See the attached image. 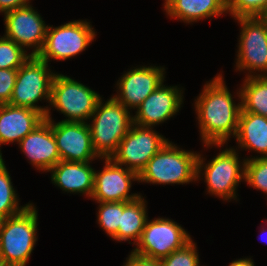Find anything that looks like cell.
<instances>
[{
  "mask_svg": "<svg viewBox=\"0 0 267 266\" xmlns=\"http://www.w3.org/2000/svg\"><path fill=\"white\" fill-rule=\"evenodd\" d=\"M203 88L194 105L201 140L208 148H219L231 136L235 137L242 105L234 103L222 74H217Z\"/></svg>",
  "mask_w": 267,
  "mask_h": 266,
  "instance_id": "obj_1",
  "label": "cell"
},
{
  "mask_svg": "<svg viewBox=\"0 0 267 266\" xmlns=\"http://www.w3.org/2000/svg\"><path fill=\"white\" fill-rule=\"evenodd\" d=\"M38 211L30 203L17 215L0 220L2 266H26L37 241Z\"/></svg>",
  "mask_w": 267,
  "mask_h": 266,
  "instance_id": "obj_2",
  "label": "cell"
},
{
  "mask_svg": "<svg viewBox=\"0 0 267 266\" xmlns=\"http://www.w3.org/2000/svg\"><path fill=\"white\" fill-rule=\"evenodd\" d=\"M100 98L88 124L92 145L101 158H110L133 125V115L113 96L104 104Z\"/></svg>",
  "mask_w": 267,
  "mask_h": 266,
  "instance_id": "obj_3",
  "label": "cell"
},
{
  "mask_svg": "<svg viewBox=\"0 0 267 266\" xmlns=\"http://www.w3.org/2000/svg\"><path fill=\"white\" fill-rule=\"evenodd\" d=\"M198 153L177 147L169 140L148 161L138 182L152 184H189L197 181Z\"/></svg>",
  "mask_w": 267,
  "mask_h": 266,
  "instance_id": "obj_4",
  "label": "cell"
},
{
  "mask_svg": "<svg viewBox=\"0 0 267 266\" xmlns=\"http://www.w3.org/2000/svg\"><path fill=\"white\" fill-rule=\"evenodd\" d=\"M48 63L37 56L30 58L18 69L12 97V106L26 107L51 118L50 107L38 106V101L50 102L51 87L56 73L51 72Z\"/></svg>",
  "mask_w": 267,
  "mask_h": 266,
  "instance_id": "obj_5",
  "label": "cell"
},
{
  "mask_svg": "<svg viewBox=\"0 0 267 266\" xmlns=\"http://www.w3.org/2000/svg\"><path fill=\"white\" fill-rule=\"evenodd\" d=\"M238 156L235 148L230 147L220 151L206 164L204 163L206 159L199 153L197 180L199 181L201 174L204 175L209 194L215 195L224 201L236 199V189L239 183L244 180L246 161L244 158L243 162H241ZM203 170L204 172L202 173Z\"/></svg>",
  "mask_w": 267,
  "mask_h": 266,
  "instance_id": "obj_6",
  "label": "cell"
},
{
  "mask_svg": "<svg viewBox=\"0 0 267 266\" xmlns=\"http://www.w3.org/2000/svg\"><path fill=\"white\" fill-rule=\"evenodd\" d=\"M100 98V94L81 82L56 73L52 82L49 106L55 107L66 116L63 121L87 123Z\"/></svg>",
  "mask_w": 267,
  "mask_h": 266,
  "instance_id": "obj_7",
  "label": "cell"
},
{
  "mask_svg": "<svg viewBox=\"0 0 267 266\" xmlns=\"http://www.w3.org/2000/svg\"><path fill=\"white\" fill-rule=\"evenodd\" d=\"M234 19L241 25L236 70L248 71L246 77L267 76V20L260 16Z\"/></svg>",
  "mask_w": 267,
  "mask_h": 266,
  "instance_id": "obj_8",
  "label": "cell"
},
{
  "mask_svg": "<svg viewBox=\"0 0 267 266\" xmlns=\"http://www.w3.org/2000/svg\"><path fill=\"white\" fill-rule=\"evenodd\" d=\"M96 32L86 20H75L58 27L48 26L42 50L37 55L46 63L66 60L84 51L95 39Z\"/></svg>",
  "mask_w": 267,
  "mask_h": 266,
  "instance_id": "obj_9",
  "label": "cell"
},
{
  "mask_svg": "<svg viewBox=\"0 0 267 266\" xmlns=\"http://www.w3.org/2000/svg\"><path fill=\"white\" fill-rule=\"evenodd\" d=\"M154 127H144L133 123L119 143L110 159L138 175L148 161L166 144L168 139L158 134Z\"/></svg>",
  "mask_w": 267,
  "mask_h": 266,
  "instance_id": "obj_10",
  "label": "cell"
},
{
  "mask_svg": "<svg viewBox=\"0 0 267 266\" xmlns=\"http://www.w3.org/2000/svg\"><path fill=\"white\" fill-rule=\"evenodd\" d=\"M191 240L189 233L174 220L163 217L147 219L141 238L132 251L161 260Z\"/></svg>",
  "mask_w": 267,
  "mask_h": 266,
  "instance_id": "obj_11",
  "label": "cell"
},
{
  "mask_svg": "<svg viewBox=\"0 0 267 266\" xmlns=\"http://www.w3.org/2000/svg\"><path fill=\"white\" fill-rule=\"evenodd\" d=\"M5 37L16 44L31 49V56H37L42 50L48 25L41 15L28 5L4 13Z\"/></svg>",
  "mask_w": 267,
  "mask_h": 266,
  "instance_id": "obj_12",
  "label": "cell"
},
{
  "mask_svg": "<svg viewBox=\"0 0 267 266\" xmlns=\"http://www.w3.org/2000/svg\"><path fill=\"white\" fill-rule=\"evenodd\" d=\"M102 171H94V191L91 199L96 202H130L142 196L129 194L133 181H139L138 174L114 163L110 158H103Z\"/></svg>",
  "mask_w": 267,
  "mask_h": 266,
  "instance_id": "obj_13",
  "label": "cell"
},
{
  "mask_svg": "<svg viewBox=\"0 0 267 266\" xmlns=\"http://www.w3.org/2000/svg\"><path fill=\"white\" fill-rule=\"evenodd\" d=\"M164 71L165 68L160 66L134 67L117 81L118 94L113 97L129 111L137 109L161 83H164Z\"/></svg>",
  "mask_w": 267,
  "mask_h": 266,
  "instance_id": "obj_14",
  "label": "cell"
},
{
  "mask_svg": "<svg viewBox=\"0 0 267 266\" xmlns=\"http://www.w3.org/2000/svg\"><path fill=\"white\" fill-rule=\"evenodd\" d=\"M53 135L61 161L92 162L99 158L95 152L88 122L52 120Z\"/></svg>",
  "mask_w": 267,
  "mask_h": 266,
  "instance_id": "obj_15",
  "label": "cell"
},
{
  "mask_svg": "<svg viewBox=\"0 0 267 266\" xmlns=\"http://www.w3.org/2000/svg\"><path fill=\"white\" fill-rule=\"evenodd\" d=\"M183 89L165 86L163 83L153 91L137 108L133 123L153 127L175 116L183 103Z\"/></svg>",
  "mask_w": 267,
  "mask_h": 266,
  "instance_id": "obj_16",
  "label": "cell"
},
{
  "mask_svg": "<svg viewBox=\"0 0 267 266\" xmlns=\"http://www.w3.org/2000/svg\"><path fill=\"white\" fill-rule=\"evenodd\" d=\"M21 151L39 171L49 172L59 161L60 154L52 130V118L38 125L19 143Z\"/></svg>",
  "mask_w": 267,
  "mask_h": 266,
  "instance_id": "obj_17",
  "label": "cell"
},
{
  "mask_svg": "<svg viewBox=\"0 0 267 266\" xmlns=\"http://www.w3.org/2000/svg\"><path fill=\"white\" fill-rule=\"evenodd\" d=\"M44 120L45 116L33 109L0 104V147L2 144L19 143Z\"/></svg>",
  "mask_w": 267,
  "mask_h": 266,
  "instance_id": "obj_18",
  "label": "cell"
},
{
  "mask_svg": "<svg viewBox=\"0 0 267 266\" xmlns=\"http://www.w3.org/2000/svg\"><path fill=\"white\" fill-rule=\"evenodd\" d=\"M91 162L59 161L51 170V181L65 192L92 197L94 171Z\"/></svg>",
  "mask_w": 267,
  "mask_h": 266,
  "instance_id": "obj_19",
  "label": "cell"
},
{
  "mask_svg": "<svg viewBox=\"0 0 267 266\" xmlns=\"http://www.w3.org/2000/svg\"><path fill=\"white\" fill-rule=\"evenodd\" d=\"M164 11L184 23L219 17L226 11V0H165Z\"/></svg>",
  "mask_w": 267,
  "mask_h": 266,
  "instance_id": "obj_20",
  "label": "cell"
},
{
  "mask_svg": "<svg viewBox=\"0 0 267 266\" xmlns=\"http://www.w3.org/2000/svg\"><path fill=\"white\" fill-rule=\"evenodd\" d=\"M241 149H249L267 157V117L244 111L241 108L235 135Z\"/></svg>",
  "mask_w": 267,
  "mask_h": 266,
  "instance_id": "obj_21",
  "label": "cell"
},
{
  "mask_svg": "<svg viewBox=\"0 0 267 266\" xmlns=\"http://www.w3.org/2000/svg\"><path fill=\"white\" fill-rule=\"evenodd\" d=\"M146 200L139 196L137 199L124 202V209L121 214V220L118 232L112 239L121 241H134L136 245L141 238L146 221L148 219Z\"/></svg>",
  "mask_w": 267,
  "mask_h": 266,
  "instance_id": "obj_22",
  "label": "cell"
},
{
  "mask_svg": "<svg viewBox=\"0 0 267 266\" xmlns=\"http://www.w3.org/2000/svg\"><path fill=\"white\" fill-rule=\"evenodd\" d=\"M237 91L242 109L267 117V76L245 77L242 87Z\"/></svg>",
  "mask_w": 267,
  "mask_h": 266,
  "instance_id": "obj_23",
  "label": "cell"
},
{
  "mask_svg": "<svg viewBox=\"0 0 267 266\" xmlns=\"http://www.w3.org/2000/svg\"><path fill=\"white\" fill-rule=\"evenodd\" d=\"M4 162L0 158V220L19 214L30 204L19 206L16 190Z\"/></svg>",
  "mask_w": 267,
  "mask_h": 266,
  "instance_id": "obj_24",
  "label": "cell"
},
{
  "mask_svg": "<svg viewBox=\"0 0 267 266\" xmlns=\"http://www.w3.org/2000/svg\"><path fill=\"white\" fill-rule=\"evenodd\" d=\"M30 56L14 41L0 36V69H19Z\"/></svg>",
  "mask_w": 267,
  "mask_h": 266,
  "instance_id": "obj_25",
  "label": "cell"
},
{
  "mask_svg": "<svg viewBox=\"0 0 267 266\" xmlns=\"http://www.w3.org/2000/svg\"><path fill=\"white\" fill-rule=\"evenodd\" d=\"M99 203L97 221L100 227L105 230L109 237L117 232L124 209V202H96Z\"/></svg>",
  "mask_w": 267,
  "mask_h": 266,
  "instance_id": "obj_26",
  "label": "cell"
},
{
  "mask_svg": "<svg viewBox=\"0 0 267 266\" xmlns=\"http://www.w3.org/2000/svg\"><path fill=\"white\" fill-rule=\"evenodd\" d=\"M244 181L267 194V157L246 158Z\"/></svg>",
  "mask_w": 267,
  "mask_h": 266,
  "instance_id": "obj_27",
  "label": "cell"
},
{
  "mask_svg": "<svg viewBox=\"0 0 267 266\" xmlns=\"http://www.w3.org/2000/svg\"><path fill=\"white\" fill-rule=\"evenodd\" d=\"M267 7V0H226V11L237 17L261 16Z\"/></svg>",
  "mask_w": 267,
  "mask_h": 266,
  "instance_id": "obj_28",
  "label": "cell"
},
{
  "mask_svg": "<svg viewBox=\"0 0 267 266\" xmlns=\"http://www.w3.org/2000/svg\"><path fill=\"white\" fill-rule=\"evenodd\" d=\"M161 266H200L196 243L193 240L160 260Z\"/></svg>",
  "mask_w": 267,
  "mask_h": 266,
  "instance_id": "obj_29",
  "label": "cell"
},
{
  "mask_svg": "<svg viewBox=\"0 0 267 266\" xmlns=\"http://www.w3.org/2000/svg\"><path fill=\"white\" fill-rule=\"evenodd\" d=\"M18 69H0V104L11 100Z\"/></svg>",
  "mask_w": 267,
  "mask_h": 266,
  "instance_id": "obj_30",
  "label": "cell"
},
{
  "mask_svg": "<svg viewBox=\"0 0 267 266\" xmlns=\"http://www.w3.org/2000/svg\"><path fill=\"white\" fill-rule=\"evenodd\" d=\"M123 266H161L159 259H154L131 251Z\"/></svg>",
  "mask_w": 267,
  "mask_h": 266,
  "instance_id": "obj_31",
  "label": "cell"
},
{
  "mask_svg": "<svg viewBox=\"0 0 267 266\" xmlns=\"http://www.w3.org/2000/svg\"><path fill=\"white\" fill-rule=\"evenodd\" d=\"M30 5L29 0H0V13Z\"/></svg>",
  "mask_w": 267,
  "mask_h": 266,
  "instance_id": "obj_32",
  "label": "cell"
},
{
  "mask_svg": "<svg viewBox=\"0 0 267 266\" xmlns=\"http://www.w3.org/2000/svg\"><path fill=\"white\" fill-rule=\"evenodd\" d=\"M228 266H255L251 258H241L235 261H232Z\"/></svg>",
  "mask_w": 267,
  "mask_h": 266,
  "instance_id": "obj_33",
  "label": "cell"
},
{
  "mask_svg": "<svg viewBox=\"0 0 267 266\" xmlns=\"http://www.w3.org/2000/svg\"><path fill=\"white\" fill-rule=\"evenodd\" d=\"M260 17L267 20V7Z\"/></svg>",
  "mask_w": 267,
  "mask_h": 266,
  "instance_id": "obj_34",
  "label": "cell"
}]
</instances>
